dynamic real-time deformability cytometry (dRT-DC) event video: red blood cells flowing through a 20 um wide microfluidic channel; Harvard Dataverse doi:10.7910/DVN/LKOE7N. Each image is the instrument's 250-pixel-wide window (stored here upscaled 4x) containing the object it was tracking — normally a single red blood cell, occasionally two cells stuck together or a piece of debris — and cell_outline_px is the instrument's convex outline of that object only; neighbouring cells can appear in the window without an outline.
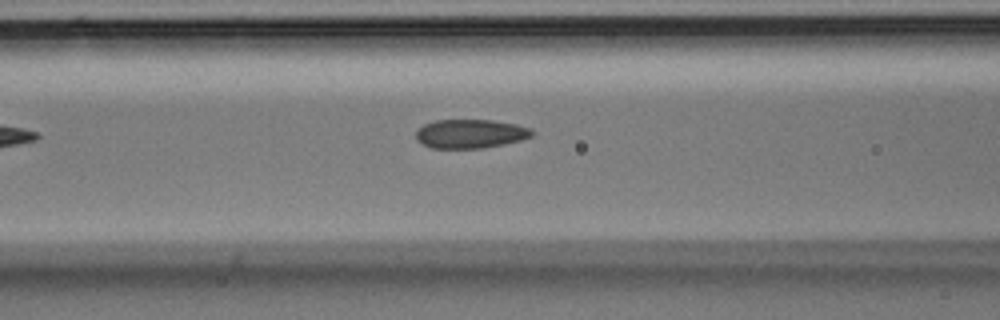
{"species": "Egyptian fruit bat (a non-hibernating species)", "species_latin": "Rousettus aegyptiacus", "temperature_condition": "room temperature", "stored_images_in_passage": 16, "camera_frame_rate_fps": 3000, "um_per_image_px": 0.085, "animal": {"sex": "male"}, "frame": {"image": 1, "passage_image": 7, "time_ms": 2.0, "image_size_px": [1000, 320], "cell_outline_px": [[536, 132], [532, 136], [520, 140], [504, 144], [484, 148], [432, 148], [416, 140], [416, 132], [424, 124], [436, 120], [492, 120], [516, 124], [532, 128]], "centroid_in_image_um": [40.02, 11.36], "position_along_channel_um": 126.6, "area_um2": 19.59}}
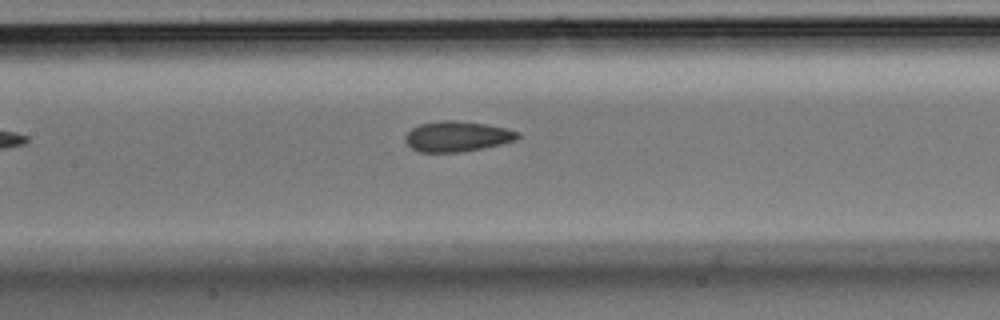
{"frame": {"image": 2, "passage_image": 10, "time_ms": 3.0, "image_size_px": [1000, 320], "cell_outline_px": [[520, 136], [516, 140], [500, 144], [464, 152], [420, 152], [412, 148], [404, 140], [404, 136], [412, 128], [420, 124], [440, 120], [456, 120], [484, 124], [504, 128], [520, 132]], "centroid_in_image_um": [38.84, 11.59], "position_along_channel_um": 168.6, "area_um2": 19.88}}